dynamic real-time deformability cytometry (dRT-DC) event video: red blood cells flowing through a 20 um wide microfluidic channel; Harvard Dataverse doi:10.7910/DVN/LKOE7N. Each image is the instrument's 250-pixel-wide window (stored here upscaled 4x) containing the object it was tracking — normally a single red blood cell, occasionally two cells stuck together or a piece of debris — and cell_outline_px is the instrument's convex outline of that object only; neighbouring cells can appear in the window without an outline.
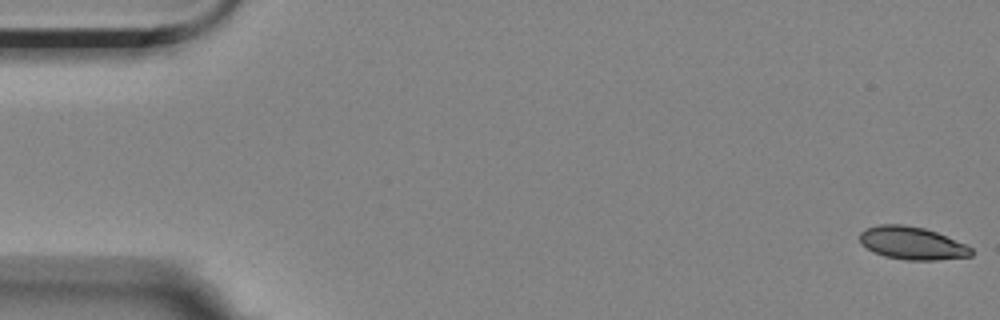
{"species": "Egyptian fruit bat (a non-hibernating species)", "species_latin": "Rousettus aegyptiacus", "temperature_condition": "room temperature", "stored_images_in_passage": 5, "camera_frame_rate_fps": 3000, "um_per_image_px": 0.085, "animal": {"sex": "female"}, "frame": {"image": 1, "passage_image": 1, "time_ms": 0.0, "image_size_px": [1000, 320], "cell_outline_px": [[972, 256], [936, 260], [908, 260], [884, 256], [860, 244], [860, 232], [864, 228], [880, 224], [900, 224], [924, 228], [936, 232], [964, 244], [972, 248]], "centroid_in_image_um": [77.5, 20.66], "position_along_channel_um": 7.5, "area_um2": 21.15}}
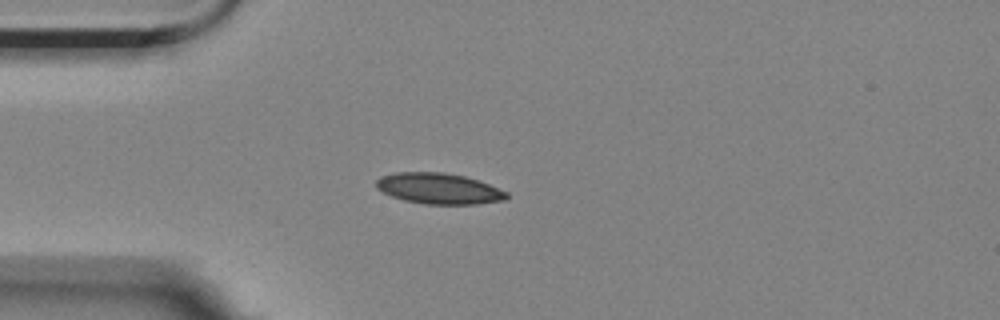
{"frame": {"image": 2, "passage_image": 5, "time_ms": 4.667, "image_size_px": [1000, 320], "cell_outline_px": [[508, 196], [504, 200], [476, 204], [424, 204], [404, 200], [392, 196], [376, 188], [376, 180], [380, 176], [396, 172], [444, 172], [464, 176], [488, 184], [508, 192]], "centroid_in_image_um": [37.28, 16.02], "position_along_channel_um": 47.7, "area_um2": 23.35}}